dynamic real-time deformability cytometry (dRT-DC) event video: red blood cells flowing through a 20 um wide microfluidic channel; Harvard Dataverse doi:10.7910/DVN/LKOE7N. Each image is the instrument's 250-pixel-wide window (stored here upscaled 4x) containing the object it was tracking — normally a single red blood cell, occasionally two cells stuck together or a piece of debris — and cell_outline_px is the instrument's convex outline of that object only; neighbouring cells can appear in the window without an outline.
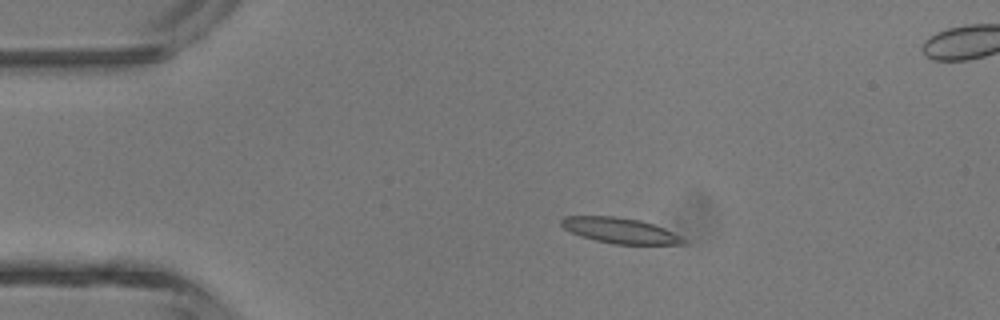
{"species": "common noctule bat (a hibernating species)", "species_latin": "Nyctalus noctula", "temperature_condition": "room temperature", "stored_images_in_passage": 3, "camera_frame_rate_fps": 3000, "um_per_image_px": 0.085, "animal": {"sex": "male", "body_mass_g": 13.3}, "frame": {"image": 1, "passage_image": 1, "time_ms": 0.0, "image_size_px": [1000, 320], "cell_outline_px": [[688, 244], [612, 244], [580, 236], [564, 228], [560, 224], [560, 220], [564, 216], [616, 216], [640, 220], [664, 228], [688, 240]], "centroid_in_image_um": [52.71, 19.59], "position_along_channel_um": 32.3, "area_um2": 18.15}}